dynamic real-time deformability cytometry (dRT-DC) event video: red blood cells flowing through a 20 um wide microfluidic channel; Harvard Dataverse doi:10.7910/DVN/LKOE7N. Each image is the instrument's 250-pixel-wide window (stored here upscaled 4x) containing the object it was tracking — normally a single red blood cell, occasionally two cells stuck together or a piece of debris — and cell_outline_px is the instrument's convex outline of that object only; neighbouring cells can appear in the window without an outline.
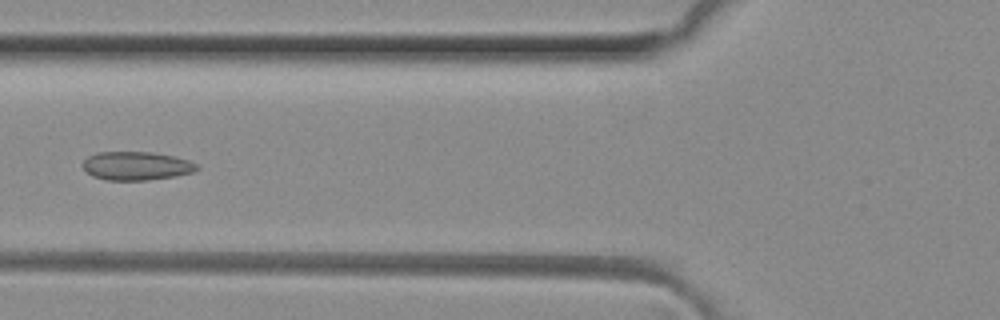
{"species": "common noctule bat (a hibernating species)", "species_latin": "Nyctalus noctula", "temperature_condition": "room temperature", "stored_images_in_passage": 50, "camera_frame_rate_fps": 3000, "um_per_image_px": 0.085, "animal": {"sex": "female", "body_mass_g": 29.2, "forearm_length_mm": 56.3}, "frame": {"image": 1, "passage_image": 19, "time_ms": 6.0, "image_size_px": [1000, 320], "cell_outline_px": [[200, 168], [192, 172], [176, 176], [148, 180], [104, 180], [92, 176], [80, 164], [88, 156], [96, 152], [152, 152], [172, 156], [188, 160], [196, 164]], "centroid_in_image_um": [11.56, 14.1], "position_along_channel_um": 114.2, "area_um2": 19.02}}
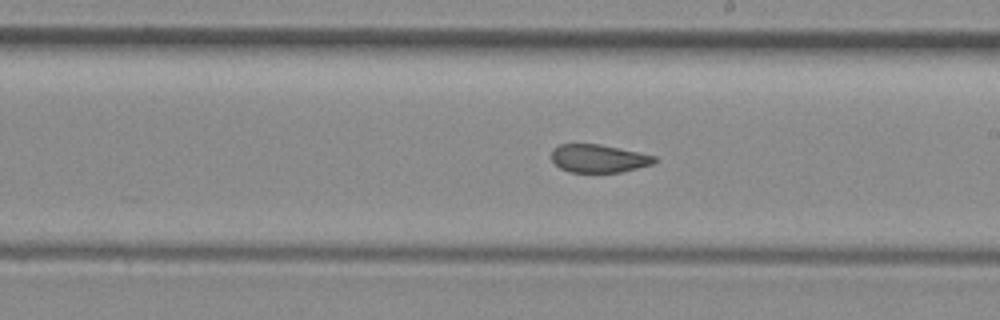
{"frame": {"image": 2, "passage_image": 28, "time_ms": 9.0, "image_size_px": [1000, 320], "cell_outline_px": [[656, 160], [652, 164], [620, 172], [568, 172], [560, 168], [552, 160], [552, 148], [560, 144], [600, 144], [656, 156]], "centroid_in_image_um": [50.85, 13.46], "position_along_channel_um": 238.2, "area_um2": 16.7}}
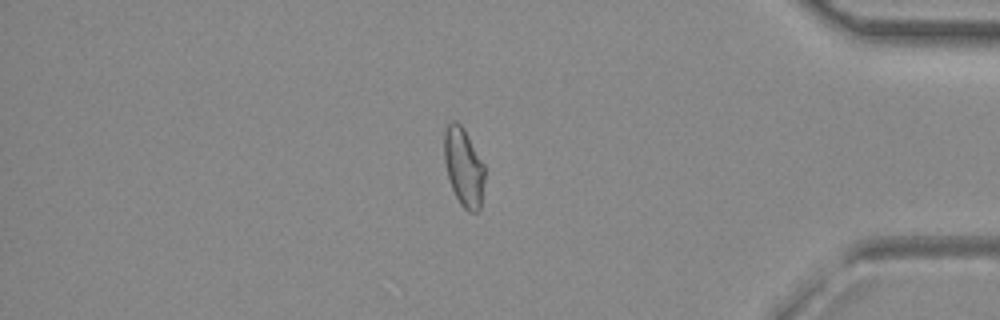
{"frame": {"image": 3, "passage_image": 42, "time_ms": 13.667, "image_size_px": [1000, 320], "cell_outline_px": [[484, 180], [480, 208], [476, 212], [468, 212], [460, 204], [452, 188], [448, 176], [444, 160], [444, 132], [448, 124], [452, 120], [456, 120], [464, 128], [484, 164]], "centroid_in_image_um": [39.41, 14.18], "position_along_channel_um": 395.8, "area_um2": 18.44}, "authors_computed_cell_mechanics": {"area_um2": 19.3341, "velocity_mm_per_s": 4.1319, "shape_relaxation_time_tau1_ms": null, "shape_relaxation_time_tau2_ms": 1.3108, "deformation_change_tau1": null, "deformation_change_tau2": 0.0752}}